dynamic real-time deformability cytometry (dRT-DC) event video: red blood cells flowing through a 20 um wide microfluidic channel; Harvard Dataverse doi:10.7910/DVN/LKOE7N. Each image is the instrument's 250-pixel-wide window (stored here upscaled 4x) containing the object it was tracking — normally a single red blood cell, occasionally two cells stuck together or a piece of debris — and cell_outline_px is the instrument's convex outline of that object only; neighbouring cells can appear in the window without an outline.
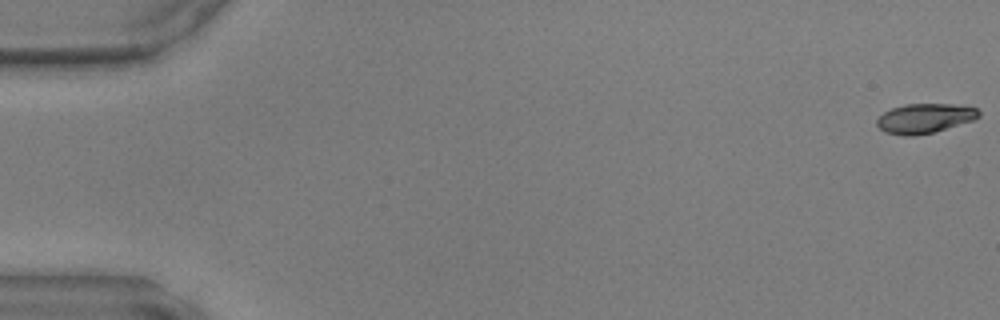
{"species": "common noctule bat (a hibernating species)", "species_latin": "Nyctalus noctula", "temperature_condition": "warm", "stored_images_in_passage": 48, "camera_frame_rate_fps": 3000, "um_per_image_px": 0.085, "animal": {"sex": "male", "body_mass_g": 17.9, "forearm_length_mm": 54.2}, "frame": {"image": 1, "passage_image": 1, "time_ms": 0.0, "image_size_px": [1000, 320], "cell_outline_px": [[980, 116], [972, 120], [932, 132], [912, 136], [904, 136], [884, 132], [876, 124], [876, 120], [884, 112], [892, 108], [904, 104], [952, 104], [976, 108], [980, 112]], "centroid_in_image_um": [78.55, 10.05], "position_along_channel_um": 6.4, "area_um2": 17.34}}
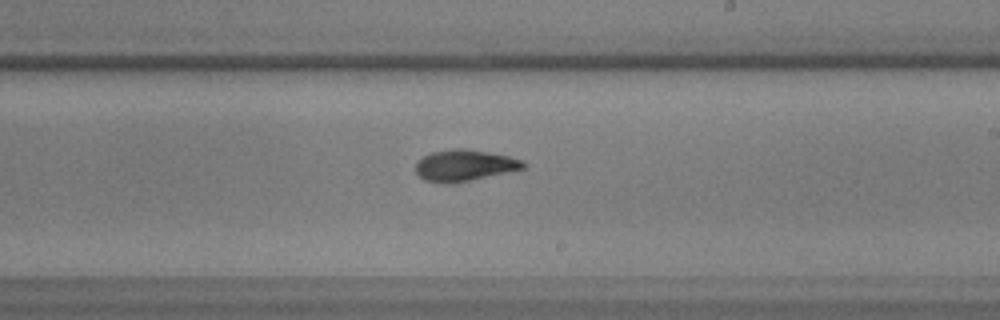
{"frame": {"image": 2, "passage_image": 29, "time_ms": 9.333, "image_size_px": [1000, 320], "cell_outline_px": [[528, 164], [524, 168], [452, 184], [440, 184], [424, 180], [416, 172], [416, 160], [432, 152], [456, 148], [464, 148], [488, 152], [508, 156], [524, 160]], "centroid_in_image_um": [39.46, 14.06], "position_along_channel_um": 249.5, "area_um2": 19.71}}
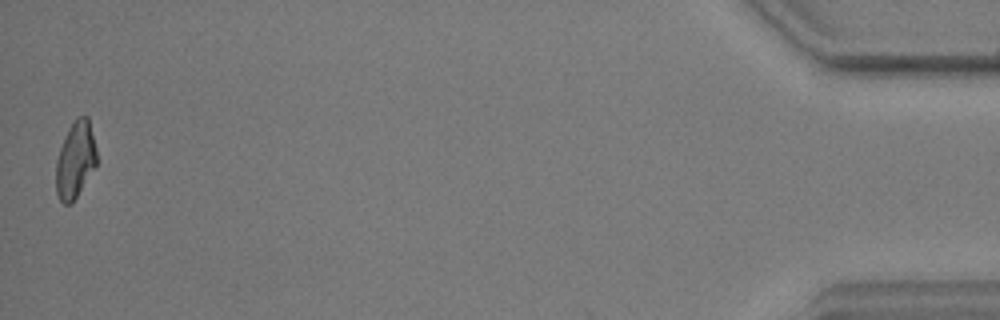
{"frame": {"image": 3, "passage_image": 48, "time_ms": 15.667, "image_size_px": [1000, 320], "cell_outline_px": [[96, 164], [72, 204], [64, 204], [60, 200], [56, 192], [56, 160], [60, 148], [68, 128], [76, 116], [88, 116], [96, 148]], "centroid_in_image_um": [6.39, 13.58], "position_along_channel_um": 428.8, "area_um2": 18.03}}